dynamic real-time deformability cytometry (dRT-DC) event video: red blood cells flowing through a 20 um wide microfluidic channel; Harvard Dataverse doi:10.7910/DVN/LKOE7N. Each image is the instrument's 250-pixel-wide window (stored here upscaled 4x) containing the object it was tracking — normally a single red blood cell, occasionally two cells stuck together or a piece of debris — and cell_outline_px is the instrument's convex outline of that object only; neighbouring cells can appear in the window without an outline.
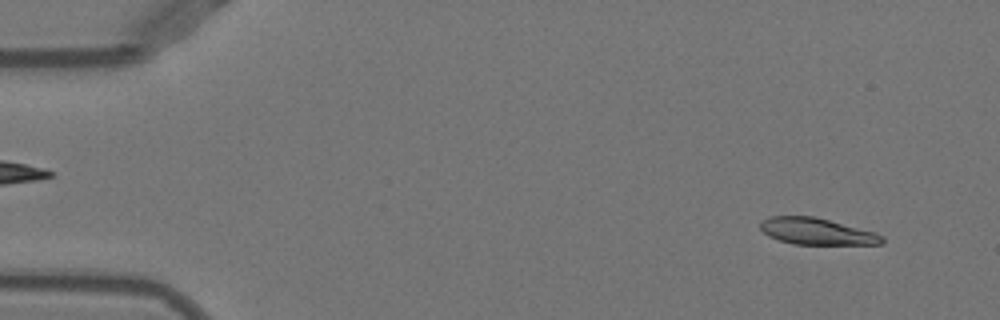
{"species": "Egyptian fruit bat (a non-hibernating species)", "species_latin": "Rousettus aegyptiacus", "temperature_condition": "warm", "stored_images_in_passage": 14, "camera_frame_rate_fps": 3000, "um_per_image_px": 0.085, "animal": {"sex": "female"}, "frame": {"image": 1, "passage_image": 3, "time_ms": 0.667, "image_size_px": [1000, 320], "cell_outline_px": [[884, 244], [792, 244], [768, 236], [760, 228], [760, 224], [768, 216], [816, 216], [876, 232], [884, 236]], "centroid_in_image_um": [69.46, 19.66], "position_along_channel_um": 15.5, "area_um2": 18.96}}
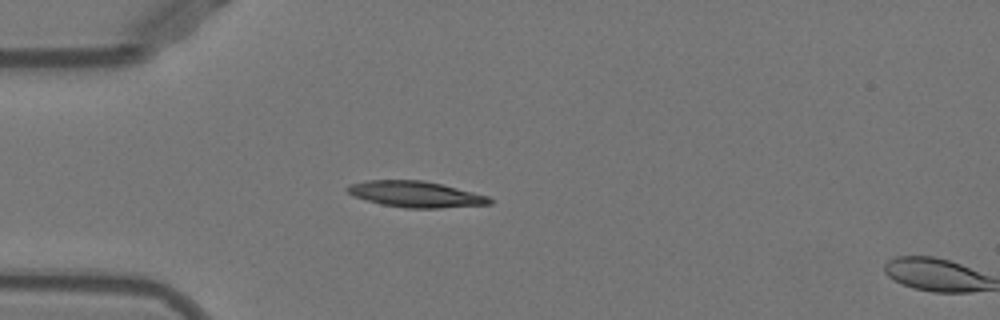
{"frame": {"image": 2, "passage_image": 13, "time_ms": 4.0, "image_size_px": [1000, 320], "cell_outline_px": [[492, 204], [440, 208], [404, 208], [380, 204], [352, 196], [344, 188], [348, 184], [364, 180], [420, 180], [440, 184], [488, 196], [492, 200]], "centroid_in_image_um": [35.26, 16.51], "position_along_channel_um": 49.7, "area_um2": 21.62}}